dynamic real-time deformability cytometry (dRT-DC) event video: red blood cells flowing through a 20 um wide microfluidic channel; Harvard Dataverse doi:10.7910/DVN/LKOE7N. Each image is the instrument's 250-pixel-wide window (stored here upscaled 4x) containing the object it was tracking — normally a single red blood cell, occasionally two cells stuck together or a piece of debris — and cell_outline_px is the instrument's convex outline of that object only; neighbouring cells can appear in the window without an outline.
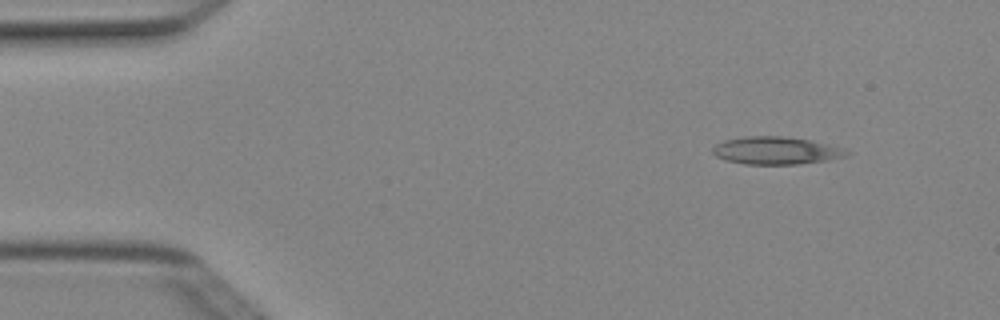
{"species": "Egyptian fruit bat (a non-hibernating species)", "species_latin": "Rousettus aegyptiacus", "temperature_condition": "cold", "stored_images_in_passage": 4, "camera_frame_rate_fps": 3000, "um_per_image_px": 0.085, "animal": {"sex": "female"}, "frame": {"image": 1, "passage_image": 1, "time_ms": 0.0, "image_size_px": [1000, 320], "cell_outline_px": [[852, 152], [848, 156], [828, 160], [796, 164], [744, 164], [724, 160], [716, 156], [712, 152], [712, 148], [716, 144], [724, 140], [744, 136], [784, 136], [808, 140], [828, 144], [844, 148]], "centroid_in_image_um": [65.97, 12.8], "position_along_channel_um": 19.0, "area_um2": 21.68}}